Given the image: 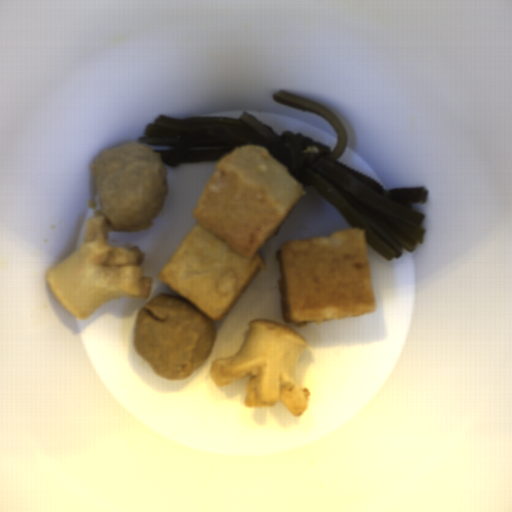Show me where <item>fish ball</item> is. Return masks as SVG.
<instances>
[{"mask_svg": "<svg viewBox=\"0 0 512 512\" xmlns=\"http://www.w3.org/2000/svg\"><path fill=\"white\" fill-rule=\"evenodd\" d=\"M305 195L266 147L239 145L216 163L194 223L156 280L210 321L221 320L266 270L261 253Z\"/></svg>", "mask_w": 512, "mask_h": 512, "instance_id": "29854b86", "label": "fish ball"}, {"mask_svg": "<svg viewBox=\"0 0 512 512\" xmlns=\"http://www.w3.org/2000/svg\"><path fill=\"white\" fill-rule=\"evenodd\" d=\"M275 258L283 321L301 328L377 313L366 229L287 238L279 242Z\"/></svg>", "mask_w": 512, "mask_h": 512, "instance_id": "53f4d19a", "label": "fish ball"}]
</instances>
